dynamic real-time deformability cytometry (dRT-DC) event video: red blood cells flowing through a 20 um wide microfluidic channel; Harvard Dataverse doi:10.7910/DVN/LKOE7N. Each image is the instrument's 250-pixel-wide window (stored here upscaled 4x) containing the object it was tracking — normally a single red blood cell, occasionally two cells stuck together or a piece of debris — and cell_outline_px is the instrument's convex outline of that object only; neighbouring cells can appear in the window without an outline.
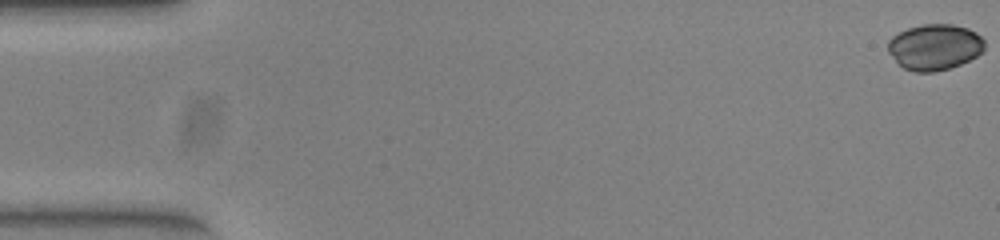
{"species": "common noctule bat (a hibernating species)", "species_latin": "Nyctalus noctula", "temperature_condition": "warm", "stored_images_in_passage": 53, "camera_frame_rate_fps": 3000, "um_per_image_px": 0.085, "animal": {"sex": "female", "body_mass_g": 23.0, "forearm_length_mm": 53.4}, "frame": {"image": 1, "passage_image": 1, "time_ms": 0.0, "image_size_px": [1000, 240], "cell_outline_px": [[984, 48], [976, 56], [960, 64], [936, 72], [912, 72], [904, 68], [888, 52], [888, 40], [892, 36], [908, 28], [924, 24], [952, 24], [968, 28], [976, 32], [984, 40]], "centroid_in_image_um": [79.44, 3.99], "position_along_channel_um": 5.6, "area_um2": 25.72}}
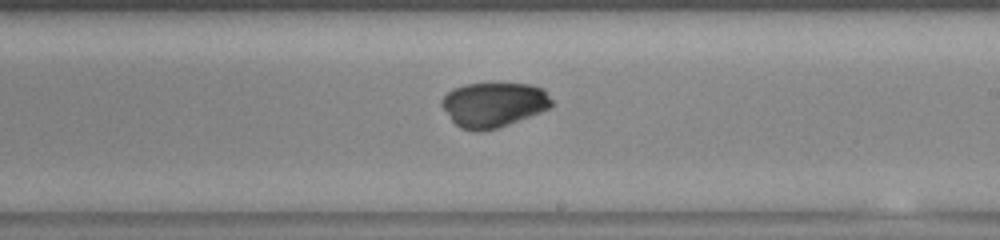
{"frame": {"image": 2, "passage_image": 31, "time_ms": 10.0, "image_size_px": [1000, 240], "cell_outline_px": [[552, 104], [548, 108], [540, 112], [496, 128], [480, 132], [476, 132], [460, 128], [452, 120], [440, 104], [440, 100], [452, 88], [464, 84], [532, 84], [544, 88], [552, 100]], "centroid_in_image_um": [41.93, 8.89], "position_along_channel_um": 247.1, "area_um2": 28.55}}
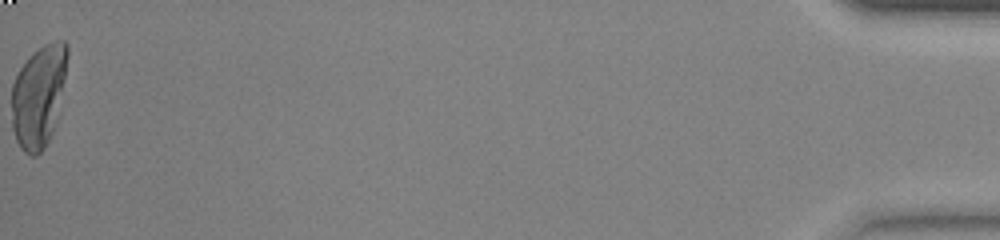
{"frame": {"image": 3, "passage_image": 53, "time_ms": 17.333, "image_size_px": [1000, 240], "cell_outline_px": [[68, 56], [64, 76], [52, 132], [44, 148], [36, 156], [32, 156], [24, 152], [20, 148], [16, 140], [12, 128], [12, 84], [20, 68], [28, 56], [32, 52], [44, 44], [56, 40], [64, 40], [68, 44]], "centroid_in_image_um": [3.25, 8.13], "position_along_channel_um": 432.0, "area_um2": 32.71}, "authors_computed_cell_mechanics": {"area_um2": 29.4202, "velocity_mm_per_s": 3.9571, "shape_relaxation_time_tau1_ms": 6.3884, "shape_relaxation_time_tau2_ms": 7.6061, "deformation_change_tau1": 0.1991, "deformation_change_tau2": 0.0629}}